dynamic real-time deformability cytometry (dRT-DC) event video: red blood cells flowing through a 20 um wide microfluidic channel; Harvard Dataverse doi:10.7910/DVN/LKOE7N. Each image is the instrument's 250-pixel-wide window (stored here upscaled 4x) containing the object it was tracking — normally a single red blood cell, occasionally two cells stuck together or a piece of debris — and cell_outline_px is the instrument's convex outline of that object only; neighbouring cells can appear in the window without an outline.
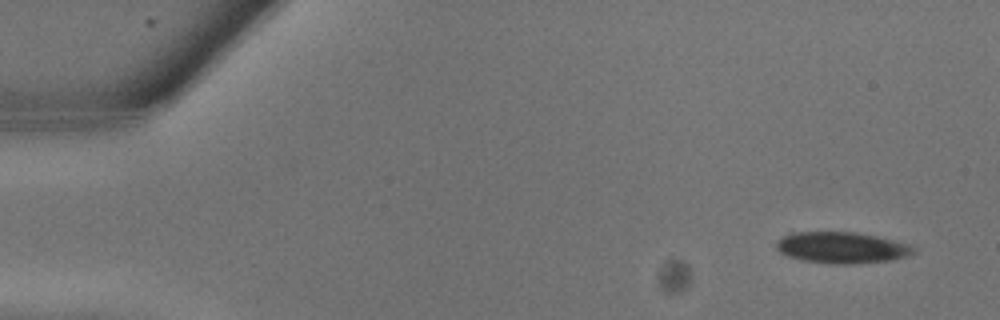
{"species": "common noctule bat (a hibernating species)", "species_latin": "Nyctalus noctula", "temperature_condition": "warm", "stored_images_in_passage": 19, "camera_frame_rate_fps": 3000, "um_per_image_px": 0.085, "animal": {"sex": "male", "body_mass_g": 13.3}, "frame": {"image": 1, "passage_image": 2, "time_ms": 0.333, "image_size_px": [1000, 320], "cell_outline_px": [[916, 252], [908, 256], [892, 260], [848, 264], [836, 264], [800, 260], [788, 256], [780, 252], [776, 248], [776, 240], [788, 232], [856, 232], [876, 236], [908, 244], [916, 248]], "centroid_in_image_um": [71.52, 21.04], "position_along_channel_um": 13.5, "area_um2": 25.14}}
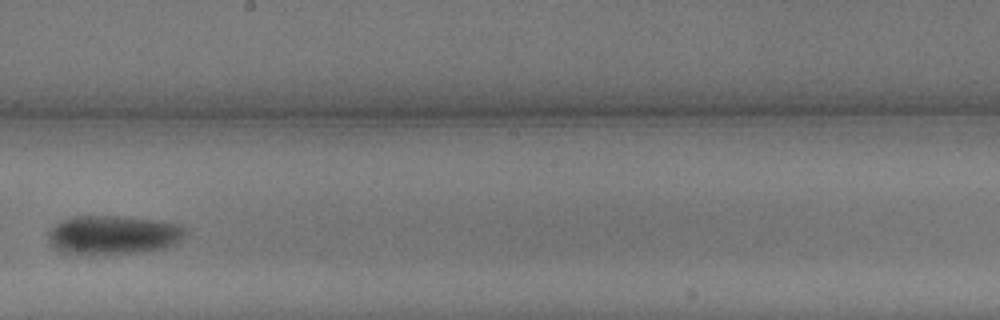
{"frame": {"image": 2, "passage_image": 15, "time_ms": 4.667, "image_size_px": [1000, 320], "cell_outline_px": [[188, 232], [176, 244], [164, 248], [132, 252], [64, 252], [48, 244], [48, 232], [56, 224], [72, 216], [120, 216], [160, 220], [184, 224], [188, 228]], "centroid_in_image_um": [9.71, 19.91], "position_along_channel_um": 238.5, "area_um2": 30.69}}
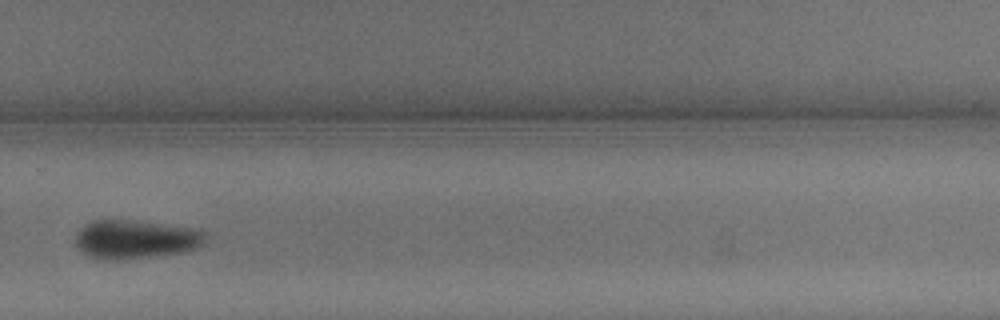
{"frame": {"image": 3, "passage_image": 18, "time_ms": 5.667, "image_size_px": [1000, 320], "cell_outline_px": [[208, 240], [196, 248], [188, 252], [120, 260], [104, 260], [88, 256], [80, 252], [76, 244], [76, 236], [80, 228], [92, 220], [128, 220], [200, 228], [208, 232]], "centroid_in_image_um": [11.59, 20.35], "position_along_channel_um": 318.2, "area_um2": 29.94}}